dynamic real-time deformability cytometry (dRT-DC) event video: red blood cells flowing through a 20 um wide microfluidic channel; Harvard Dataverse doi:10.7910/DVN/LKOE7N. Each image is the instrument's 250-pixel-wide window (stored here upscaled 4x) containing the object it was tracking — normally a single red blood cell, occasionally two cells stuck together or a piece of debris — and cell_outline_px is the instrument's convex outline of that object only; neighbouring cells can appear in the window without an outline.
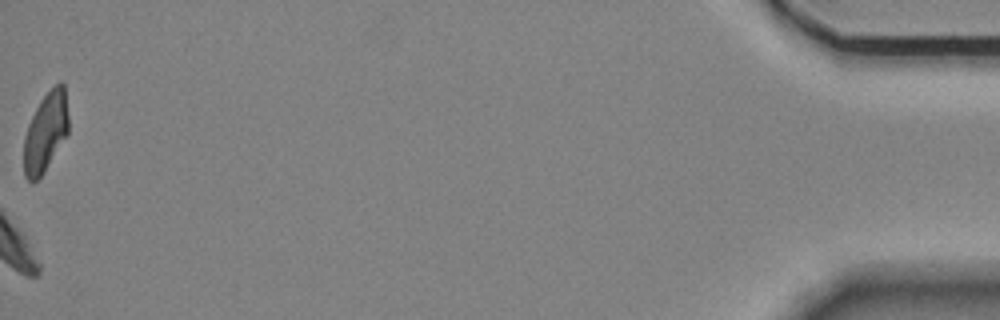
{"species": "Egyptian fruit bat (a non-hibernating species)", "species_latin": "Rousettus aegyptiacus", "temperature_condition": "room temperature", "stored_images_in_passage": 47, "camera_frame_rate_fps": 3000, "um_per_image_px": 0.085, "animal": {"sex": "female"}, "frame": {"image": 1, "passage_image": 47, "time_ms": 15.333, "image_size_px": [1000, 320], "cell_outline_px": [[68, 132], [44, 172], [32, 184], [24, 176], [24, 136], [28, 124], [40, 100], [60, 80], [64, 84], [68, 116]], "centroid_in_image_um": [3.86, 11.23], "position_along_channel_um": 431.3, "area_um2": 20.46}, "authors_computed_cell_mechanics": {"area_um2": 21.2126, "velocity_mm_per_s": 3.4608, "shape_relaxation_time_tau1_ms": 3.8684, "shape_relaxation_time_tau2_ms": 5.5262, "deformation_change_tau1": 0.0978, "deformation_change_tau2": 0.0797}}